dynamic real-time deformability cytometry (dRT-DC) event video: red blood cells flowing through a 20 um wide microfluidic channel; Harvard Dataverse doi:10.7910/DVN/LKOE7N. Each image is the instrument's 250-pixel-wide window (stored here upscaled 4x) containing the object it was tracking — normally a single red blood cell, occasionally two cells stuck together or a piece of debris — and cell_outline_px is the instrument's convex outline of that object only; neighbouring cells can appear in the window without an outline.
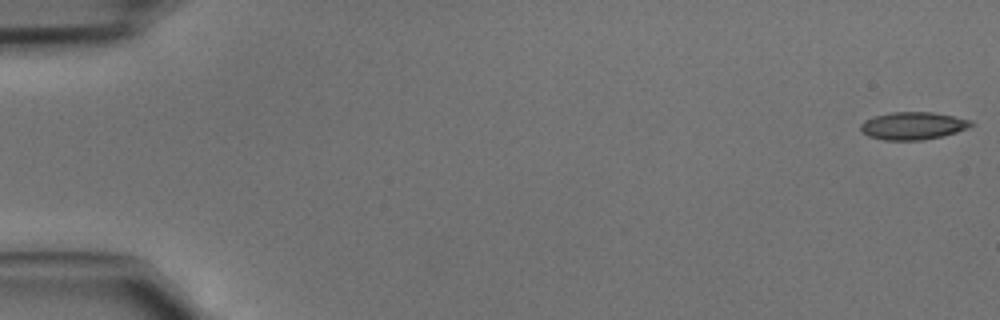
{"species": "common noctule bat (a hibernating species)", "species_latin": "Nyctalus noctula", "temperature_condition": "cold", "stored_images_in_passage": 46, "camera_frame_rate_fps": 3000, "um_per_image_px": 0.085, "animal": {"sex": "male", "body_mass_g": 15.6}, "frame": {"image": 1, "passage_image": 1, "time_ms": 0.0, "image_size_px": [1000, 320], "cell_outline_px": [[976, 124], [968, 128], [956, 132], [924, 140], [884, 140], [868, 136], [860, 132], [860, 124], [864, 120], [876, 116], [892, 112], [932, 112], [972, 120]], "centroid_in_image_um": [77.59, 10.69], "position_along_channel_um": 7.4, "area_um2": 17.8}}
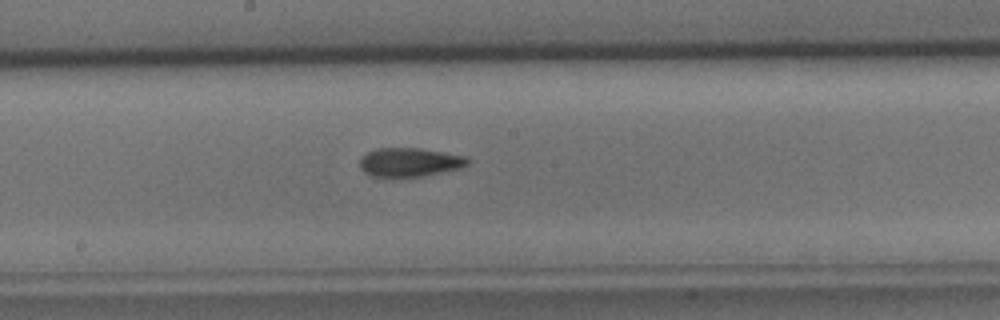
{"frame": {"image": 2, "passage_image": 25, "time_ms": 8.0, "image_size_px": [1000, 320], "cell_outline_px": [[468, 164], [460, 168], [424, 176], [392, 180], [372, 176], [364, 172], [360, 168], [360, 156], [376, 148], [420, 148], [468, 156]], "centroid_in_image_um": [34.77, 13.82], "position_along_channel_um": 213.4, "area_um2": 18.84}}
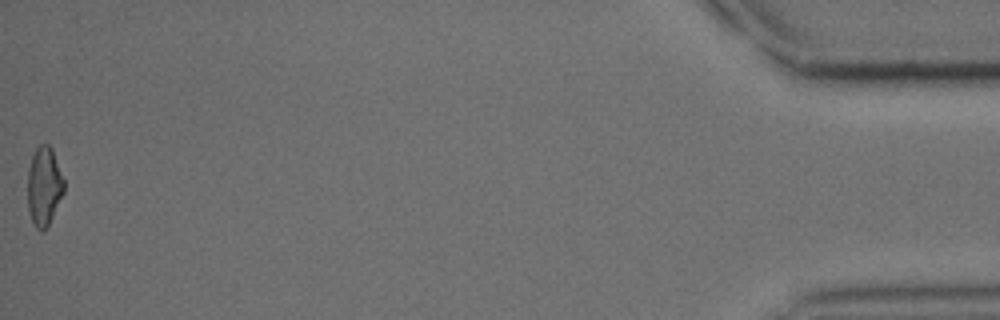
{"frame": {"image": 3, "passage_image": 46, "time_ms": 15.0, "image_size_px": [1000, 320], "cell_outline_px": [[64, 192], [44, 232], [36, 228], [28, 212], [28, 168], [32, 156], [36, 148], [40, 144], [48, 144], [52, 148], [64, 180]], "centroid_in_image_um": [3.74, 15.82], "position_along_channel_um": 431.5, "area_um2": 16.59}}